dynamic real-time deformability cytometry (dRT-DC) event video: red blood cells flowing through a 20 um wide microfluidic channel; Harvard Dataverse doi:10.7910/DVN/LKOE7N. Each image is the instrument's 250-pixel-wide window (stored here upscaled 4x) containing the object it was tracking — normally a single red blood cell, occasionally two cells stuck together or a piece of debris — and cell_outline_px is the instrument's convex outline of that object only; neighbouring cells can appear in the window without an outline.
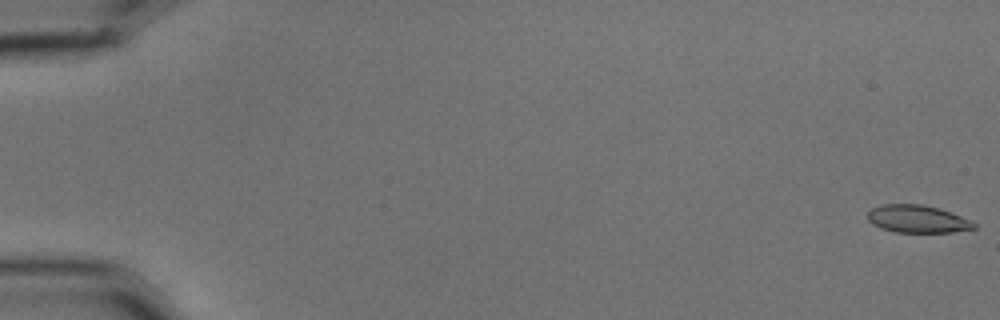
{"species": "common noctule bat (a hibernating species)", "species_latin": "Nyctalus noctula", "temperature_condition": "cold", "stored_images_in_passage": 6, "camera_frame_rate_fps": 3000, "um_per_image_px": 0.085, "animal": {"sex": "male", "body_mass_g": 15.6}, "frame": {"image": 1, "passage_image": 1, "time_ms": 0.0, "image_size_px": [1000, 320], "cell_outline_px": [[976, 228], [952, 232], [896, 232], [880, 228], [872, 224], [868, 220], [868, 212], [872, 208], [880, 204], [920, 204], [940, 208], [952, 212], [976, 224]], "centroid_in_image_um": [77.95, 18.6], "position_along_channel_um": 7.0, "area_um2": 17.11}}
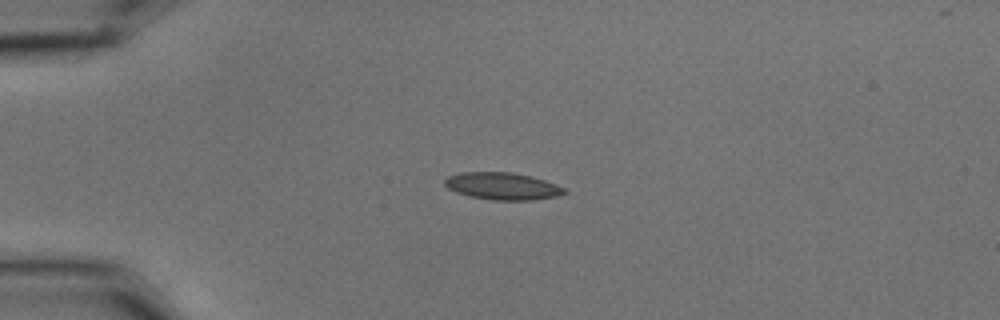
{"frame": {"image": 2, "passage_image": 4, "time_ms": 1.0, "image_size_px": [1000, 320], "cell_outline_px": [[568, 192], [556, 196], [532, 200], [492, 200], [468, 196], [456, 192], [448, 188], [444, 184], [444, 180], [448, 176], [460, 172], [512, 172], [544, 180], [556, 184], [564, 188]], "centroid_in_image_um": [42.68, 15.82], "position_along_channel_um": 42.3, "area_um2": 18.9}}